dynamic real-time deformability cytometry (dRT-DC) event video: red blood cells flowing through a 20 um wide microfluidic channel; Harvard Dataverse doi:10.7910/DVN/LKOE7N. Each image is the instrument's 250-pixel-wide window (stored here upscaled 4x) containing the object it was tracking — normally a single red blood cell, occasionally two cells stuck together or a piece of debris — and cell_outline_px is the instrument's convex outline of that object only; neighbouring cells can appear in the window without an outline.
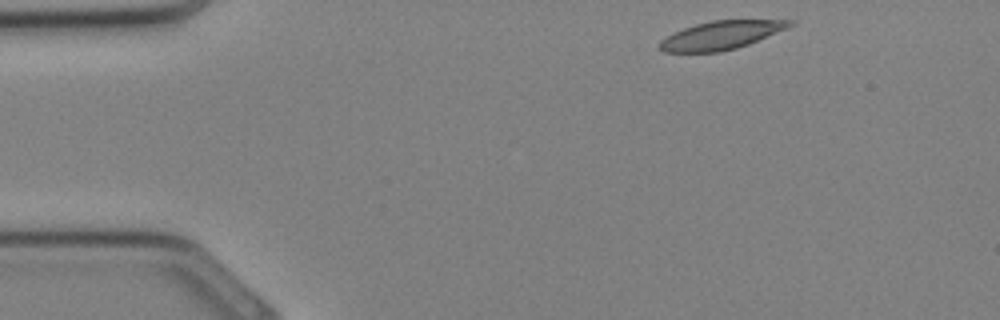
{"species": "Egyptian fruit bat (a non-hibernating species)", "species_latin": "Rousettus aegyptiacus", "temperature_condition": "cold", "stored_images_in_passage": 29, "camera_frame_rate_fps": 3000, "um_per_image_px": 0.085, "animal": {"sex": "female"}, "frame": {"image": 1, "passage_image": 1, "time_ms": 0.0, "image_size_px": [1000, 320], "cell_outline_px": [[796, 20], [792, 24], [784, 28], [748, 44], [736, 48], [720, 52], [664, 52], [660, 48], [660, 40], [684, 28], [696, 24], [712, 20]], "centroid_in_image_um": [61.25, 3.0], "position_along_channel_um": 23.8, "area_um2": 20.92}}
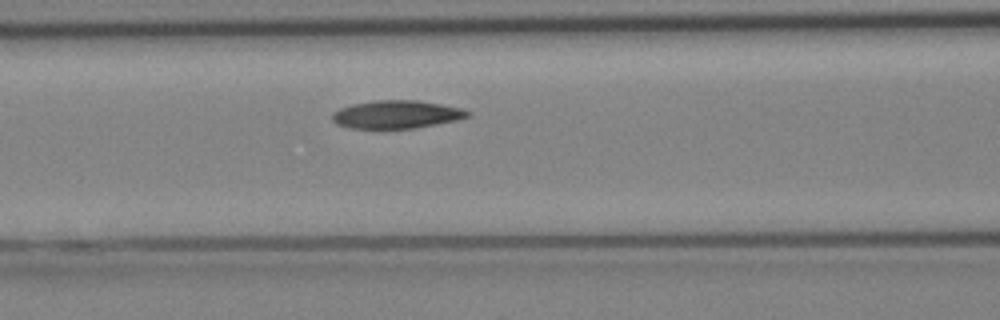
{"frame": {"image": 2, "passage_image": 10, "time_ms": 3.0, "image_size_px": [1000, 320], "cell_outline_px": [[472, 116], [456, 120], [416, 128], [348, 128], [336, 124], [332, 120], [332, 112], [340, 108], [352, 104], [376, 100], [416, 100], [440, 104], [460, 108], [472, 112]], "centroid_in_image_um": [33.7, 9.73], "position_along_channel_um": 132.9, "area_um2": 22.14}}
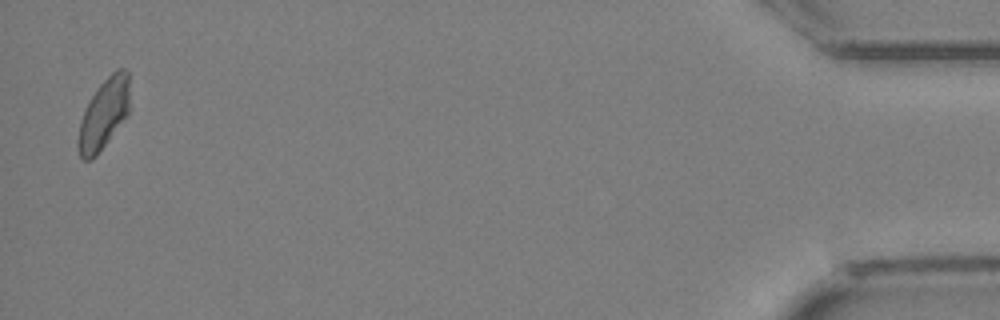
{"frame": {"image": 3, "passage_image": 29, "time_ms": 9.333, "image_size_px": [1000, 320], "cell_outline_px": [[128, 116], [96, 156], [92, 160], [84, 160], [80, 156], [76, 144], [80, 120], [84, 108], [88, 100], [96, 88], [116, 68], [124, 68], [128, 72]], "centroid_in_image_um": [8.79, 9.7], "position_along_channel_um": 426.4, "area_um2": 21.39}}